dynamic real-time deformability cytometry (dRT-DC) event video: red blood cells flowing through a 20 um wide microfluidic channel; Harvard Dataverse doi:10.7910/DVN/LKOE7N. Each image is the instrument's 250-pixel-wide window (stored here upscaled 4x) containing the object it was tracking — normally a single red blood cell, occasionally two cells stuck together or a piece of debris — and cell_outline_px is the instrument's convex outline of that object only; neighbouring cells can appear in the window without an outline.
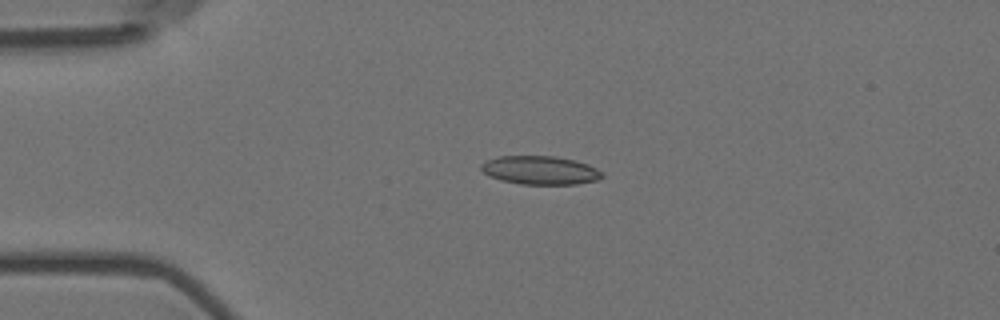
{"species": "Egyptian fruit bat (a non-hibernating species)", "species_latin": "Rousettus aegyptiacus", "temperature_condition": "room temperature", "stored_images_in_passage": 4, "camera_frame_rate_fps": 3000, "um_per_image_px": 0.085, "animal": {"sex": "female"}, "frame": {"image": 1, "passage_image": 3, "time_ms": 0.667, "image_size_px": [1000, 320], "cell_outline_px": [[604, 176], [596, 180], [576, 184], [520, 184], [500, 180], [488, 176], [480, 168], [480, 164], [488, 160], [500, 156], [556, 156], [588, 164], [604, 172]], "centroid_in_image_um": [45.91, 14.47], "position_along_channel_um": 39.1, "area_um2": 20.11}}